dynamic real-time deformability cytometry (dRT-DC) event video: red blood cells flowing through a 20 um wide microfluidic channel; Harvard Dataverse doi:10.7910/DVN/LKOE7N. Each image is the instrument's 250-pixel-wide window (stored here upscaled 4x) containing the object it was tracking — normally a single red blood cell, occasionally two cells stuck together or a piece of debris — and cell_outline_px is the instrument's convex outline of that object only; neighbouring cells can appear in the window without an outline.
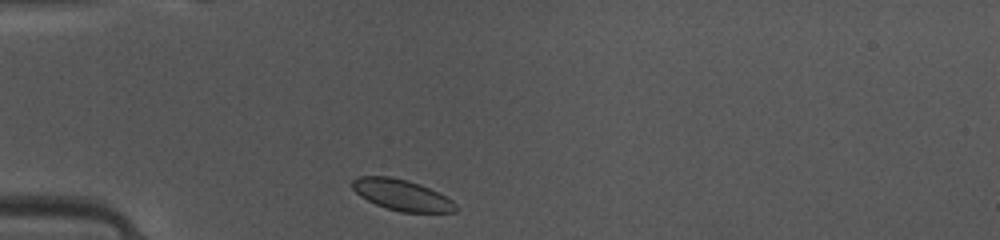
{"species": "common noctule bat (a hibernating species)", "species_latin": "Nyctalus noctula", "temperature_condition": "warm", "stored_images_in_passage": 32, "camera_frame_rate_fps": 3000, "um_per_image_px": 0.085, "animal": {"sex": "female", "body_mass_g": 10.0, "forearm_length_mm": 53.1}, "frame": {"image": 1, "passage_image": 1, "time_ms": 0.0, "image_size_px": [1000, 240], "cell_outline_px": [[460, 208], [456, 212], [400, 212], [376, 204], [360, 196], [352, 188], [352, 180], [360, 176], [388, 176], [408, 180], [420, 184], [452, 200]], "centroid_in_image_um": [34.17, 16.57], "position_along_channel_um": 50.8, "area_um2": 18.55}}
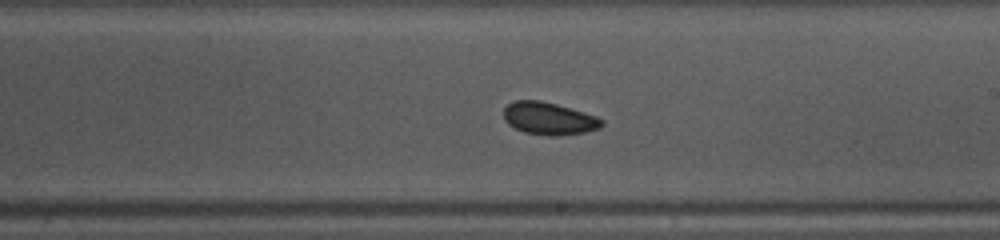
{"frame": {"image": 2, "passage_image": 16, "time_ms": 5.0, "image_size_px": [1000, 240], "cell_outline_px": [[604, 124], [600, 128], [584, 132], [560, 136], [548, 136], [524, 132], [508, 124], [504, 120], [504, 108], [508, 104], [516, 100], [540, 100], [556, 104], [584, 112], [596, 116], [604, 120]], "centroid_in_image_um": [46.67, 10.08], "position_along_channel_um": 242.3, "area_um2": 18.61}}
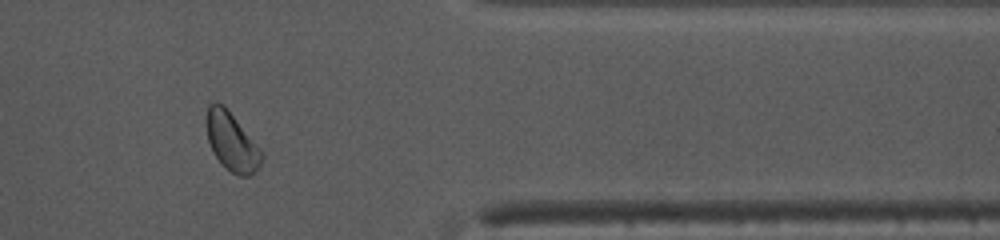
{"frame": {"image": 3, "passage_image": 28, "time_ms": 9.0, "image_size_px": [1000, 240], "cell_outline_px": [[264, 156], [260, 164], [252, 176], [240, 176], [224, 168], [216, 156], [208, 140], [204, 120], [208, 104], [216, 100], [224, 104], [264, 152]], "centroid_in_image_um": [19.68, 12.0], "position_along_channel_um": 391.7, "area_um2": 19.25}, "authors_computed_cell_mechanics": {"area_um2": 18.5827, "velocity_mm_per_s": 4.0927, "shape_relaxation_time_tau1_ms": null, "shape_relaxation_time_tau2_ms": 3.3022, "deformation_change_tau1": null, "deformation_change_tau2": 0.0469}}